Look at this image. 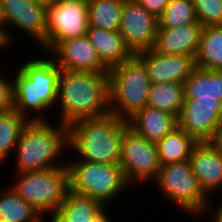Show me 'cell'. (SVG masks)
Masks as SVG:
<instances>
[{"mask_svg":"<svg viewBox=\"0 0 222 222\" xmlns=\"http://www.w3.org/2000/svg\"><path fill=\"white\" fill-rule=\"evenodd\" d=\"M158 18L136 0H125L119 33L127 47L136 54L154 47Z\"/></svg>","mask_w":222,"mask_h":222,"instance_id":"12","label":"cell"},{"mask_svg":"<svg viewBox=\"0 0 222 222\" xmlns=\"http://www.w3.org/2000/svg\"><path fill=\"white\" fill-rule=\"evenodd\" d=\"M203 28L198 21L176 28H158L153 50L161 54L195 57Z\"/></svg>","mask_w":222,"mask_h":222,"instance_id":"17","label":"cell"},{"mask_svg":"<svg viewBox=\"0 0 222 222\" xmlns=\"http://www.w3.org/2000/svg\"><path fill=\"white\" fill-rule=\"evenodd\" d=\"M198 141L179 126L156 143L159 162L162 165L189 160Z\"/></svg>","mask_w":222,"mask_h":222,"instance_id":"21","label":"cell"},{"mask_svg":"<svg viewBox=\"0 0 222 222\" xmlns=\"http://www.w3.org/2000/svg\"><path fill=\"white\" fill-rule=\"evenodd\" d=\"M107 206H103L94 216L93 222H112L111 217L109 216L108 211L106 210ZM107 211V212H106Z\"/></svg>","mask_w":222,"mask_h":222,"instance_id":"34","label":"cell"},{"mask_svg":"<svg viewBox=\"0 0 222 222\" xmlns=\"http://www.w3.org/2000/svg\"><path fill=\"white\" fill-rule=\"evenodd\" d=\"M195 65L204 70H222V25L203 28Z\"/></svg>","mask_w":222,"mask_h":222,"instance_id":"22","label":"cell"},{"mask_svg":"<svg viewBox=\"0 0 222 222\" xmlns=\"http://www.w3.org/2000/svg\"><path fill=\"white\" fill-rule=\"evenodd\" d=\"M219 99H184L178 126L197 141H207L219 125Z\"/></svg>","mask_w":222,"mask_h":222,"instance_id":"15","label":"cell"},{"mask_svg":"<svg viewBox=\"0 0 222 222\" xmlns=\"http://www.w3.org/2000/svg\"><path fill=\"white\" fill-rule=\"evenodd\" d=\"M7 46L10 47V42L7 38L6 32L0 27V51L3 49L6 50V48L8 49Z\"/></svg>","mask_w":222,"mask_h":222,"instance_id":"35","label":"cell"},{"mask_svg":"<svg viewBox=\"0 0 222 222\" xmlns=\"http://www.w3.org/2000/svg\"><path fill=\"white\" fill-rule=\"evenodd\" d=\"M215 98L222 101V70L196 67L184 82V99Z\"/></svg>","mask_w":222,"mask_h":222,"instance_id":"20","label":"cell"},{"mask_svg":"<svg viewBox=\"0 0 222 222\" xmlns=\"http://www.w3.org/2000/svg\"><path fill=\"white\" fill-rule=\"evenodd\" d=\"M0 222H43V216L7 187L0 194Z\"/></svg>","mask_w":222,"mask_h":222,"instance_id":"24","label":"cell"},{"mask_svg":"<svg viewBox=\"0 0 222 222\" xmlns=\"http://www.w3.org/2000/svg\"><path fill=\"white\" fill-rule=\"evenodd\" d=\"M119 165L130 186L154 181L161 168L156 143L137 135L128 127L122 135Z\"/></svg>","mask_w":222,"mask_h":222,"instance_id":"9","label":"cell"},{"mask_svg":"<svg viewBox=\"0 0 222 222\" xmlns=\"http://www.w3.org/2000/svg\"><path fill=\"white\" fill-rule=\"evenodd\" d=\"M217 151L222 154V124H219L212 136L207 140Z\"/></svg>","mask_w":222,"mask_h":222,"instance_id":"32","label":"cell"},{"mask_svg":"<svg viewBox=\"0 0 222 222\" xmlns=\"http://www.w3.org/2000/svg\"><path fill=\"white\" fill-rule=\"evenodd\" d=\"M0 27L5 31V17L3 13L1 0H0Z\"/></svg>","mask_w":222,"mask_h":222,"instance_id":"38","label":"cell"},{"mask_svg":"<svg viewBox=\"0 0 222 222\" xmlns=\"http://www.w3.org/2000/svg\"><path fill=\"white\" fill-rule=\"evenodd\" d=\"M153 182L165 200L193 217L198 218L208 204L209 198L199 186L189 160L162 165Z\"/></svg>","mask_w":222,"mask_h":222,"instance_id":"8","label":"cell"},{"mask_svg":"<svg viewBox=\"0 0 222 222\" xmlns=\"http://www.w3.org/2000/svg\"><path fill=\"white\" fill-rule=\"evenodd\" d=\"M198 22L203 26L222 25V0H192Z\"/></svg>","mask_w":222,"mask_h":222,"instance_id":"29","label":"cell"},{"mask_svg":"<svg viewBox=\"0 0 222 222\" xmlns=\"http://www.w3.org/2000/svg\"><path fill=\"white\" fill-rule=\"evenodd\" d=\"M197 21L192 0H170L158 17V28H176Z\"/></svg>","mask_w":222,"mask_h":222,"instance_id":"28","label":"cell"},{"mask_svg":"<svg viewBox=\"0 0 222 222\" xmlns=\"http://www.w3.org/2000/svg\"><path fill=\"white\" fill-rule=\"evenodd\" d=\"M68 189L109 205L129 188L119 164L66 160ZM124 190V191H123Z\"/></svg>","mask_w":222,"mask_h":222,"instance_id":"6","label":"cell"},{"mask_svg":"<svg viewBox=\"0 0 222 222\" xmlns=\"http://www.w3.org/2000/svg\"><path fill=\"white\" fill-rule=\"evenodd\" d=\"M50 218L48 217L49 221L48 222H65L57 213H51ZM45 220V221H44ZM46 219L43 218V222H47Z\"/></svg>","mask_w":222,"mask_h":222,"instance_id":"37","label":"cell"},{"mask_svg":"<svg viewBox=\"0 0 222 222\" xmlns=\"http://www.w3.org/2000/svg\"><path fill=\"white\" fill-rule=\"evenodd\" d=\"M3 73L4 71L0 69V113H6L11 110H14V82L12 80L13 78L9 76L8 79H6L7 76H2Z\"/></svg>","mask_w":222,"mask_h":222,"instance_id":"30","label":"cell"},{"mask_svg":"<svg viewBox=\"0 0 222 222\" xmlns=\"http://www.w3.org/2000/svg\"><path fill=\"white\" fill-rule=\"evenodd\" d=\"M29 122L15 110L0 113V167L13 154L22 130Z\"/></svg>","mask_w":222,"mask_h":222,"instance_id":"27","label":"cell"},{"mask_svg":"<svg viewBox=\"0 0 222 222\" xmlns=\"http://www.w3.org/2000/svg\"><path fill=\"white\" fill-rule=\"evenodd\" d=\"M157 18L164 12L170 0H136Z\"/></svg>","mask_w":222,"mask_h":222,"instance_id":"31","label":"cell"},{"mask_svg":"<svg viewBox=\"0 0 222 222\" xmlns=\"http://www.w3.org/2000/svg\"><path fill=\"white\" fill-rule=\"evenodd\" d=\"M50 57L65 71L108 73L87 35L59 43Z\"/></svg>","mask_w":222,"mask_h":222,"instance_id":"13","label":"cell"},{"mask_svg":"<svg viewBox=\"0 0 222 222\" xmlns=\"http://www.w3.org/2000/svg\"><path fill=\"white\" fill-rule=\"evenodd\" d=\"M189 162L199 186L208 198L222 190V154L208 141L195 144Z\"/></svg>","mask_w":222,"mask_h":222,"instance_id":"16","label":"cell"},{"mask_svg":"<svg viewBox=\"0 0 222 222\" xmlns=\"http://www.w3.org/2000/svg\"><path fill=\"white\" fill-rule=\"evenodd\" d=\"M110 113L128 120L147 106L151 81L144 63L134 54L108 71Z\"/></svg>","mask_w":222,"mask_h":222,"instance_id":"5","label":"cell"},{"mask_svg":"<svg viewBox=\"0 0 222 222\" xmlns=\"http://www.w3.org/2000/svg\"><path fill=\"white\" fill-rule=\"evenodd\" d=\"M15 177L16 182L9 186L38 210L43 218H46L45 214L58 211L68 190L67 166L18 173Z\"/></svg>","mask_w":222,"mask_h":222,"instance_id":"7","label":"cell"},{"mask_svg":"<svg viewBox=\"0 0 222 222\" xmlns=\"http://www.w3.org/2000/svg\"><path fill=\"white\" fill-rule=\"evenodd\" d=\"M127 121L137 135L153 143L159 142L178 126L174 115L149 106L137 111Z\"/></svg>","mask_w":222,"mask_h":222,"instance_id":"18","label":"cell"},{"mask_svg":"<svg viewBox=\"0 0 222 222\" xmlns=\"http://www.w3.org/2000/svg\"><path fill=\"white\" fill-rule=\"evenodd\" d=\"M67 149L69 151V126L31 121L22 130L12 155L16 156L14 174L66 166L62 154L66 155Z\"/></svg>","mask_w":222,"mask_h":222,"instance_id":"3","label":"cell"},{"mask_svg":"<svg viewBox=\"0 0 222 222\" xmlns=\"http://www.w3.org/2000/svg\"><path fill=\"white\" fill-rule=\"evenodd\" d=\"M39 6H42L46 10L51 8L58 0H32Z\"/></svg>","mask_w":222,"mask_h":222,"instance_id":"36","label":"cell"},{"mask_svg":"<svg viewBox=\"0 0 222 222\" xmlns=\"http://www.w3.org/2000/svg\"><path fill=\"white\" fill-rule=\"evenodd\" d=\"M211 199H209L208 201V204L206 205V207L204 208V210L201 212V214L199 215V218L203 215V214H208V212L210 213L209 210L211 211H214V212H211L213 214V222H222V202L220 203V205H218V207H216L215 205V208L213 207V205L211 206L210 204L212 202H210ZM211 206V207H210ZM213 207V208H212ZM211 208V209H210ZM214 209V210H213ZM208 210V212H207Z\"/></svg>","mask_w":222,"mask_h":222,"instance_id":"33","label":"cell"},{"mask_svg":"<svg viewBox=\"0 0 222 222\" xmlns=\"http://www.w3.org/2000/svg\"><path fill=\"white\" fill-rule=\"evenodd\" d=\"M184 103V83L151 84L147 106L166 111L177 119Z\"/></svg>","mask_w":222,"mask_h":222,"instance_id":"23","label":"cell"},{"mask_svg":"<svg viewBox=\"0 0 222 222\" xmlns=\"http://www.w3.org/2000/svg\"><path fill=\"white\" fill-rule=\"evenodd\" d=\"M1 3L5 17V32L11 47L16 38L12 35L14 33L9 31L8 25L22 32V36L25 34L27 38L31 37L30 39L34 40L32 42L36 41L37 46L43 48L46 44L47 10L32 0H1Z\"/></svg>","mask_w":222,"mask_h":222,"instance_id":"11","label":"cell"},{"mask_svg":"<svg viewBox=\"0 0 222 222\" xmlns=\"http://www.w3.org/2000/svg\"><path fill=\"white\" fill-rule=\"evenodd\" d=\"M58 119L63 125L110 113L109 75L61 69L58 80Z\"/></svg>","mask_w":222,"mask_h":222,"instance_id":"1","label":"cell"},{"mask_svg":"<svg viewBox=\"0 0 222 222\" xmlns=\"http://www.w3.org/2000/svg\"><path fill=\"white\" fill-rule=\"evenodd\" d=\"M128 127L127 120L112 113L78 120L69 126V150L77 154L75 161L119 164L122 135Z\"/></svg>","mask_w":222,"mask_h":222,"instance_id":"4","label":"cell"},{"mask_svg":"<svg viewBox=\"0 0 222 222\" xmlns=\"http://www.w3.org/2000/svg\"><path fill=\"white\" fill-rule=\"evenodd\" d=\"M89 26L119 31L125 0H88Z\"/></svg>","mask_w":222,"mask_h":222,"instance_id":"26","label":"cell"},{"mask_svg":"<svg viewBox=\"0 0 222 222\" xmlns=\"http://www.w3.org/2000/svg\"><path fill=\"white\" fill-rule=\"evenodd\" d=\"M145 65L152 84L184 83L195 70V57L161 54L153 49L135 54Z\"/></svg>","mask_w":222,"mask_h":222,"instance_id":"14","label":"cell"},{"mask_svg":"<svg viewBox=\"0 0 222 222\" xmlns=\"http://www.w3.org/2000/svg\"><path fill=\"white\" fill-rule=\"evenodd\" d=\"M218 121H219V124H222V101H221L220 107H219Z\"/></svg>","mask_w":222,"mask_h":222,"instance_id":"39","label":"cell"},{"mask_svg":"<svg viewBox=\"0 0 222 222\" xmlns=\"http://www.w3.org/2000/svg\"><path fill=\"white\" fill-rule=\"evenodd\" d=\"M87 37L95 47L102 64L108 70L129 60L134 55L119 31L89 26Z\"/></svg>","mask_w":222,"mask_h":222,"instance_id":"19","label":"cell"},{"mask_svg":"<svg viewBox=\"0 0 222 222\" xmlns=\"http://www.w3.org/2000/svg\"><path fill=\"white\" fill-rule=\"evenodd\" d=\"M104 205L91 197L67 190L56 212L65 222H93L94 216Z\"/></svg>","mask_w":222,"mask_h":222,"instance_id":"25","label":"cell"},{"mask_svg":"<svg viewBox=\"0 0 222 222\" xmlns=\"http://www.w3.org/2000/svg\"><path fill=\"white\" fill-rule=\"evenodd\" d=\"M40 55L17 66L13 74L14 110L30 122L48 121L44 111L49 113L53 107L56 109L61 68L48 54L46 58Z\"/></svg>","mask_w":222,"mask_h":222,"instance_id":"2","label":"cell"},{"mask_svg":"<svg viewBox=\"0 0 222 222\" xmlns=\"http://www.w3.org/2000/svg\"><path fill=\"white\" fill-rule=\"evenodd\" d=\"M46 21V44L39 49L49 54L63 41L87 35L88 2L87 0H58L47 9Z\"/></svg>","mask_w":222,"mask_h":222,"instance_id":"10","label":"cell"}]
</instances>
